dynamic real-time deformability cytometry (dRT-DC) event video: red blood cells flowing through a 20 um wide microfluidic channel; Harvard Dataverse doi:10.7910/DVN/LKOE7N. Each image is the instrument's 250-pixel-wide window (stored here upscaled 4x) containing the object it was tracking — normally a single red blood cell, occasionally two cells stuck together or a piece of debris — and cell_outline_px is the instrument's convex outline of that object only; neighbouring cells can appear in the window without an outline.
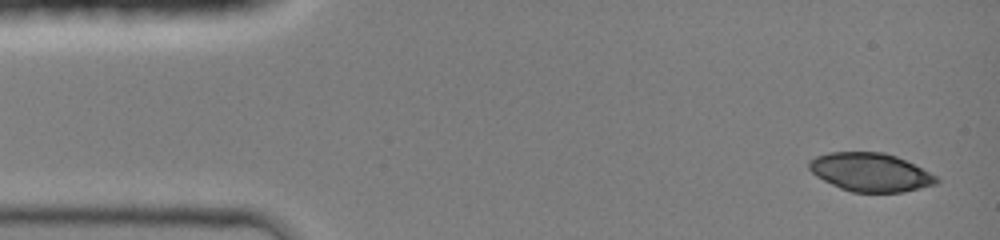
{"species": "common noctule bat (a hibernating species)", "species_latin": "Nyctalus noctula", "temperature_condition": "room temperature", "stored_images_in_passage": 43, "camera_frame_rate_fps": 3000, "um_per_image_px": 0.085, "animal": {"sex": "female", "body_mass_g": 19.0, "forearm_length_mm": 51.5}, "frame": {"image": 1, "passage_image": 1, "time_ms": 0.0, "image_size_px": [1000, 240], "cell_outline_px": [[940, 180], [936, 184], [904, 192], [852, 192], [840, 188], [816, 176], [808, 168], [808, 160], [816, 156], [828, 152], [884, 152], [896, 156], [936, 176]], "centroid_in_image_um": [73.95, 14.64], "position_along_channel_um": 11.1, "area_um2": 28.38}}